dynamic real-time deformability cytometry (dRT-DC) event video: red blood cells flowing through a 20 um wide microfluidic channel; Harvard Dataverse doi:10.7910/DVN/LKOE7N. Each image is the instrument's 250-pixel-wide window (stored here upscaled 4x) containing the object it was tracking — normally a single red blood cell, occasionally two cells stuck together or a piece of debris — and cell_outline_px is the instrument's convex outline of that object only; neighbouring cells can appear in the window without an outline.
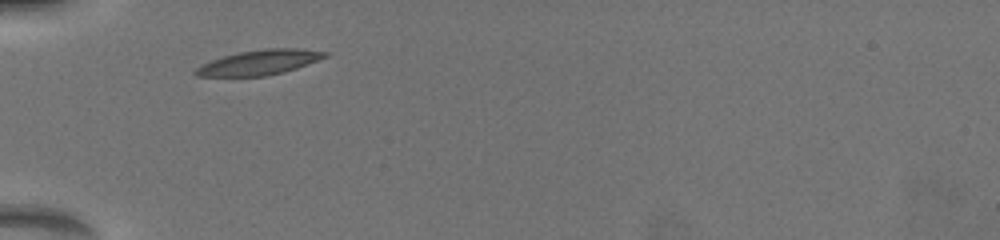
{"species": "common noctule bat (a hibernating species)", "species_latin": "Nyctalus noctula", "temperature_condition": "warm", "stored_images_in_passage": 2, "camera_frame_rate_fps": 3000, "um_per_image_px": 0.085, "animal": {"sex": "female", "body_mass_g": 19.5, "forearm_length_mm": 54.1}, "frame": {"image": 1, "passage_image": 1, "time_ms": 0.0, "image_size_px": [1000, 240], "cell_outline_px": [[328, 56], [296, 68], [284, 72], [268, 76], [196, 76], [192, 72], [196, 68], [212, 60], [224, 56], [240, 52], [264, 48], [300, 48], [328, 52]], "centroid_in_image_um": [22.06, 5.3], "position_along_channel_um": 62.9, "area_um2": 18.67}}